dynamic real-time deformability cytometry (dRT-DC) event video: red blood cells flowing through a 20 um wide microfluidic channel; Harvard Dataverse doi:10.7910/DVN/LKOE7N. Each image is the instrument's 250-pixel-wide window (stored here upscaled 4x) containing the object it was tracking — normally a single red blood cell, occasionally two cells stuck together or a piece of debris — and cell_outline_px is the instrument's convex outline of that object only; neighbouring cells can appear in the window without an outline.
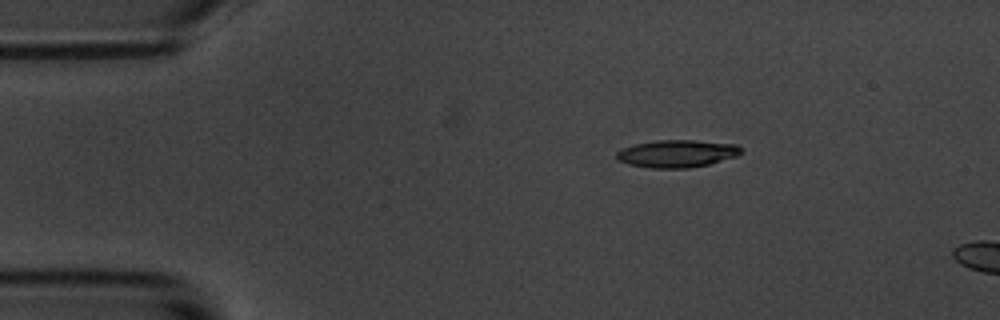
{"species": "common noctule bat (a hibernating species)", "species_latin": "Nyctalus noctula", "temperature_condition": "room temperature", "stored_images_in_passage": 4, "camera_frame_rate_fps": 3000, "um_per_image_px": 0.085, "animal": {"sex": "male", "body_mass_g": 20.1, "forearm_length_mm": 53.5}, "frame": {"image": 1, "passage_image": 2, "time_ms": 2.0, "image_size_px": [1000, 320], "cell_outline_px": [[744, 152], [736, 156], [708, 164], [688, 168], [648, 168], [628, 164], [620, 160], [616, 156], [616, 152], [620, 148], [636, 144], [656, 140], [692, 140], [736, 144], [744, 148]], "centroid_in_image_um": [57.55, 13.05], "position_along_channel_um": 27.4, "area_um2": 20.0}}